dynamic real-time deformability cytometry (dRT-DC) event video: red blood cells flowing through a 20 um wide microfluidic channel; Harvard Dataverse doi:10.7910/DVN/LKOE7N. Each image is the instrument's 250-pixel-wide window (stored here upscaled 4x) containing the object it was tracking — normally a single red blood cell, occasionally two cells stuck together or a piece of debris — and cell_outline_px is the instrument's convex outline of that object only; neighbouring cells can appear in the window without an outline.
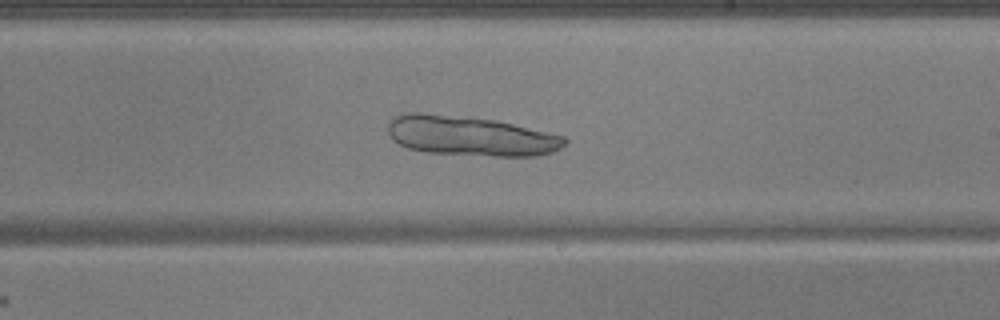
{"species": "common noctule bat (a hibernating species)", "species_latin": "Nyctalus noctula", "temperature_condition": "warm", "stored_images_in_passage": 39, "camera_frame_rate_fps": 3000, "um_per_image_px": 0.085, "animal": {"sex": "male", "body_mass_g": 17.9, "forearm_length_mm": 54.2}, "frame": {"image": 1, "passage_image": 17, "time_ms": 5.333, "image_size_px": [1000, 320], "cell_outline_px": [[568, 140], [560, 148], [552, 152], [540, 156], [492, 156], [428, 152], [408, 148], [392, 140], [388, 132], [388, 120], [392, 116], [408, 112], [420, 112], [496, 120], [564, 136]], "centroid_in_image_um": [39.95, 11.55], "position_along_channel_um": 249.1, "area_um2": 41.04}}